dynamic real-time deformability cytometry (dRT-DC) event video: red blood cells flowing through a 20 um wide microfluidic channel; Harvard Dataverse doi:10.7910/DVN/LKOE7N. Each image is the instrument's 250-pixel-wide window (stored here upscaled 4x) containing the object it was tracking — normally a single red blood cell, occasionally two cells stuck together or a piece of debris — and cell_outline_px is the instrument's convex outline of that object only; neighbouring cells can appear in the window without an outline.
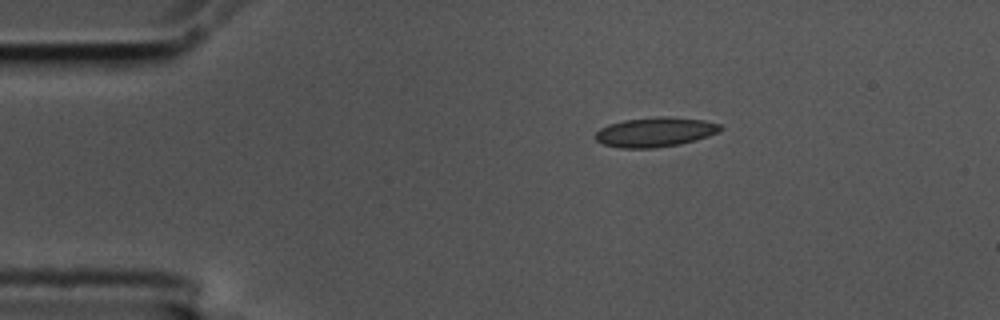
{"species": "common noctule bat (a hibernating species)", "species_latin": "Nyctalus noctula", "temperature_condition": "cold", "stored_images_in_passage": 48, "camera_frame_rate_fps": 3000, "um_per_image_px": 0.085, "animal": {"sex": "male", "body_mass_g": 17.5, "forearm_length_mm": 52.3}, "frame": {"image": 1, "passage_image": 1, "time_ms": 0.0, "image_size_px": [1000, 320], "cell_outline_px": [[724, 128], [720, 132], [696, 140], [680, 144], [656, 148], [620, 148], [604, 144], [596, 140], [592, 136], [600, 128], [608, 124], [624, 120], [656, 116], [668, 116], [704, 120], [720, 124]], "centroid_in_image_um": [55.69, 11.22], "position_along_channel_um": 29.3, "area_um2": 21.85}}
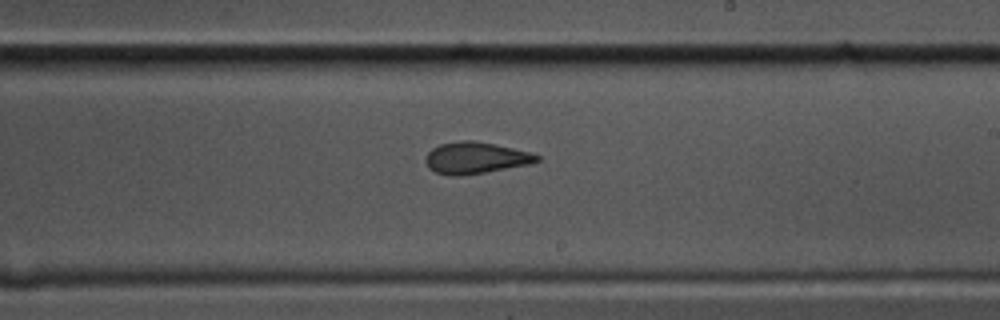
{"frame": {"image": 2, "passage_image": 24, "time_ms": 7.667, "image_size_px": [1000, 320], "cell_outline_px": [[540, 160], [532, 164], [484, 172], [456, 176], [452, 176], [436, 172], [428, 168], [424, 160], [428, 152], [432, 148], [440, 144], [460, 140], [472, 140], [532, 152], [540, 156]], "centroid_in_image_um": [40.42, 13.42], "position_along_channel_um": 248.6, "area_um2": 20.46}}
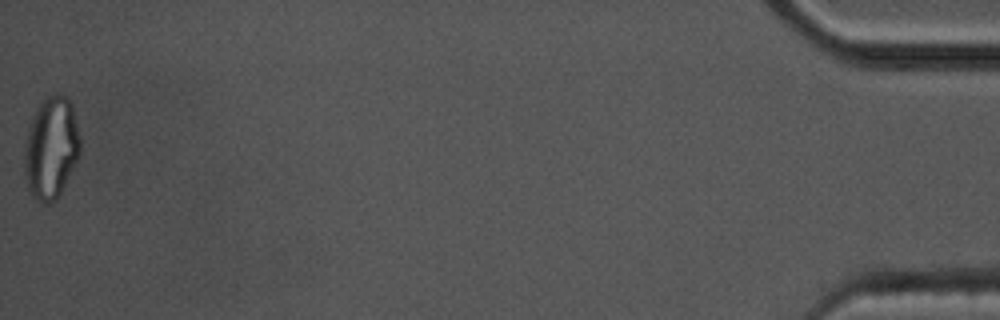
{"frame": {"image": 3, "passage_image": 48, "time_ms": 15.667, "image_size_px": [1000, 320], "cell_outline_px": [[80, 156], [60, 196], [56, 200], [48, 204], [40, 204], [28, 192], [24, 176], [24, 140], [32, 116], [36, 108], [44, 96], [56, 92], [60, 92], [68, 96], [72, 104], [80, 136]], "centroid_in_image_um": [4.33, 12.57], "position_along_channel_um": 430.9, "area_um2": 34.51}, "authors_computed_cell_mechanics": {"area_um2": 21.097, "velocity_mm_per_s": 3.5134, "shape_relaxation_time_tau1_ms": null, "shape_relaxation_time_tau2_ms": 1.9296, "deformation_change_tau1": null, "deformation_change_tau2": 0.0801}}